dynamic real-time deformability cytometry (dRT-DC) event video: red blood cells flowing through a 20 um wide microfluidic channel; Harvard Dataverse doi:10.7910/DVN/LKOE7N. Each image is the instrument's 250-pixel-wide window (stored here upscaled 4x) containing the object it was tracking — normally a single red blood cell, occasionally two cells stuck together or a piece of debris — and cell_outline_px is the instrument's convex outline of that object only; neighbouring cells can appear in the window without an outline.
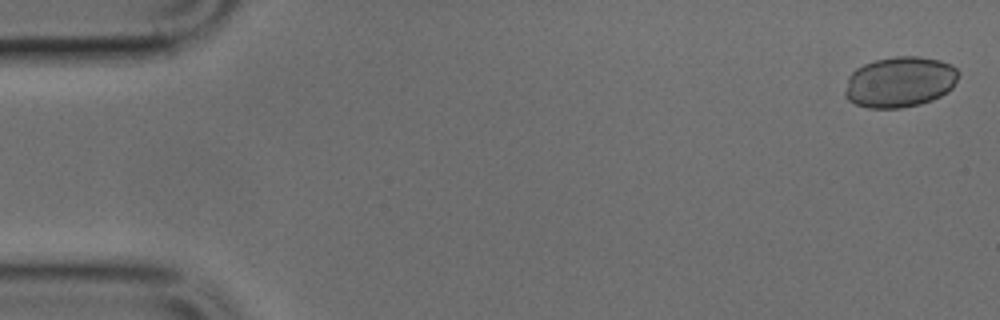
{"species": "common noctule bat (a hibernating species)", "species_latin": "Nyctalus noctula", "temperature_condition": "cold", "stored_images_in_passage": 14, "camera_frame_rate_fps": 3000, "um_per_image_px": 0.085, "animal": {"sex": "male", "body_mass_g": 17.9, "forearm_length_mm": 54.2}, "frame": {"image": 1, "passage_image": 2, "time_ms": 0.333, "image_size_px": [1000, 320], "cell_outline_px": [[960, 76], [952, 88], [948, 92], [932, 100], [920, 104], [900, 108], [868, 108], [856, 104], [848, 100], [844, 96], [844, 92], [848, 76], [856, 68], [864, 64], [876, 60], [892, 56], [920, 56], [940, 60], [952, 64], [960, 72]], "centroid_in_image_um": [76.5, 6.96], "position_along_channel_um": 8.5, "area_um2": 33.99}}